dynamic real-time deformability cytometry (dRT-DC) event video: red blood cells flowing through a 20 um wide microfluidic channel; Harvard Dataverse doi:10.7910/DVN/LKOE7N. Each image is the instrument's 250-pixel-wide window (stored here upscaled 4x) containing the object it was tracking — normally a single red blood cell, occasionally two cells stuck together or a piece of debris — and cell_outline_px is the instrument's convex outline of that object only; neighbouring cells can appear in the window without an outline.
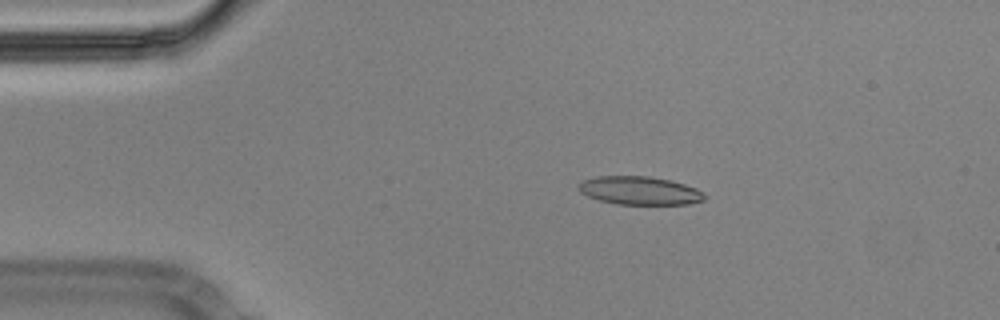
{"species": "Egyptian fruit bat (a non-hibernating species)", "species_latin": "Rousettus aegyptiacus", "temperature_condition": "cold", "stored_images_in_passage": 46, "camera_frame_rate_fps": 3000, "um_per_image_px": 0.085, "animal": {"sex": "male"}, "frame": {"image": 1, "passage_image": 1, "time_ms": 0.0, "image_size_px": [1000, 320], "cell_outline_px": [[708, 196], [704, 200], [688, 204], [616, 204], [600, 200], [588, 196], [580, 192], [576, 188], [576, 184], [580, 180], [596, 176], [648, 176], [672, 180], [696, 188], [704, 192]], "centroid_in_image_um": [54.35, 16.19], "position_along_channel_um": 30.7, "area_um2": 21.1}}
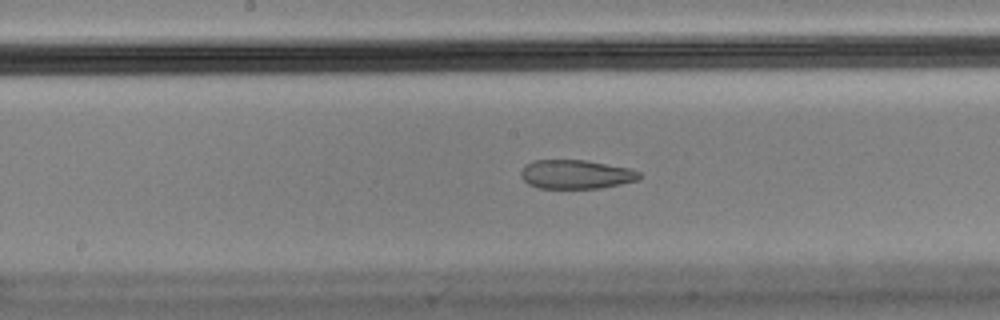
{"frame": {"image": 2, "passage_image": 19, "time_ms": 6.0, "image_size_px": [1000, 320], "cell_outline_px": [[640, 180], [600, 188], [540, 188], [528, 184], [520, 176], [520, 172], [524, 164], [536, 160], [584, 160], [628, 168], [640, 172]], "centroid_in_image_um": [48.93, 14.82], "position_along_channel_um": 199.3, "area_um2": 19.94}}
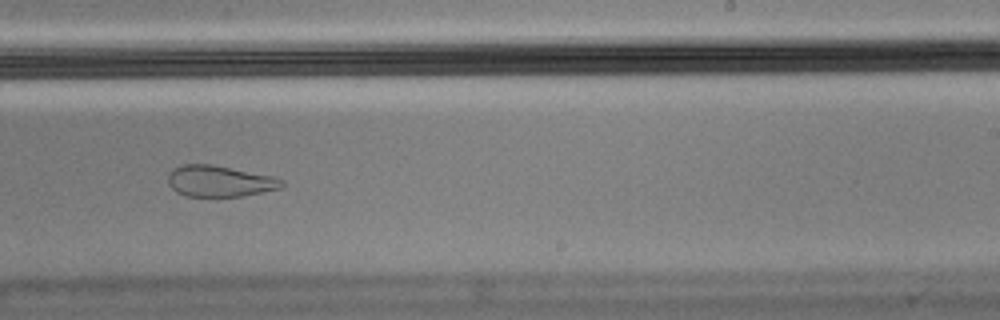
{"frame": {"image": 3, "passage_image": 25, "time_ms": 8.0, "image_size_px": [1000, 320], "cell_outline_px": [[284, 184], [280, 188], [264, 192], [244, 196], [184, 196], [176, 192], [168, 184], [168, 176], [172, 168], [180, 164], [212, 164], [276, 176], [284, 180]], "centroid_in_image_um": [18.68, 15.39], "position_along_channel_um": 270.3, "area_um2": 21.04}, "authors_computed_cell_mechanics": {"area_um2": 22.3108, "velocity_mm_per_s": 3.5692, "shape_relaxation_time_tau1_ms": null, "shape_relaxation_time_tau2_ms": 2.3711, "deformation_change_tau1": null, "deformation_change_tau2": 0.0909}}